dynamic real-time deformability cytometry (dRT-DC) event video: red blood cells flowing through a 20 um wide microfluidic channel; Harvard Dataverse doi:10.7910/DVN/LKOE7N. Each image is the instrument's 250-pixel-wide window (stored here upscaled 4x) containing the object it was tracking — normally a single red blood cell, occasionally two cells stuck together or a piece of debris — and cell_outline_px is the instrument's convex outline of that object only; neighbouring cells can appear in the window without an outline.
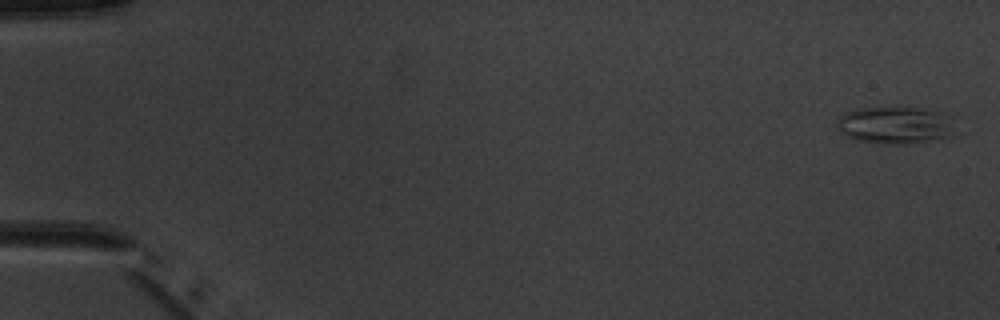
{"species": "common noctule bat (a hibernating species)", "species_latin": "Nyctalus noctula", "temperature_condition": "warm", "stored_images_in_passage": 7, "camera_frame_rate_fps": 3000, "um_per_image_px": 0.085, "animal": {"sex": "male", "body_mass_g": 20.1, "forearm_length_mm": 53.5}, "frame": {"image": 1, "passage_image": 1, "time_ms": 0.0, "image_size_px": [1000, 320], "cell_outline_px": [[948, 116], [944, 136], [936, 140], [904, 144], [884, 144], [860, 140], [848, 136], [840, 132], [836, 124], [840, 116], [848, 112], [860, 108], [916, 108], [940, 112]], "centroid_in_image_um": [75.93, 10.64], "position_along_channel_um": 9.1, "area_um2": 24.33}}
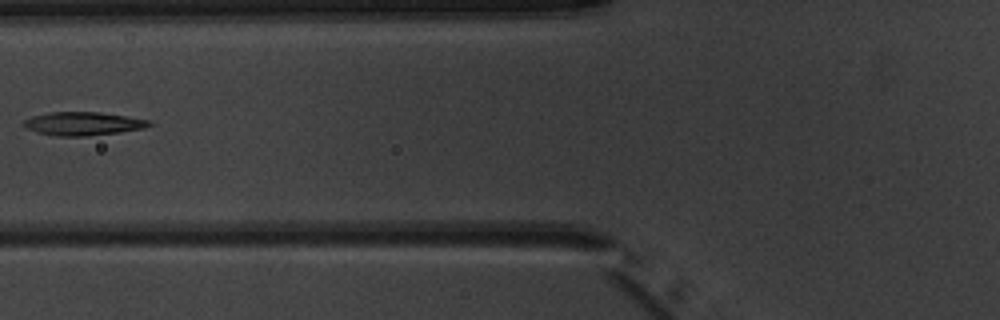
{"frame": {"image": 2, "passage_image": 6, "time_ms": 6.667, "image_size_px": [1000, 320], "cell_outline_px": [[152, 124], [144, 128], [88, 136], [56, 136], [36, 132], [24, 128], [20, 124], [24, 120], [32, 116], [52, 112], [100, 112], [148, 120]], "centroid_in_image_um": [6.96, 10.51], "position_along_channel_um": 118.8, "area_um2": 16.99}}
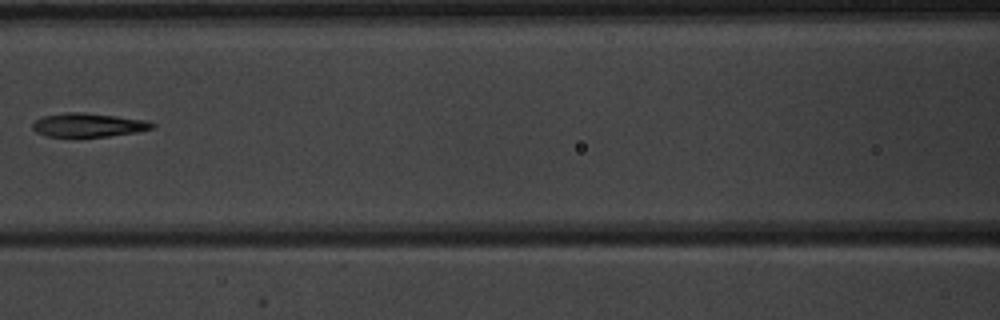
{"frame": {"image": 3, "passage_image": 7, "time_ms": 7.667, "image_size_px": [1000, 320], "cell_outline_px": [[156, 128], [136, 132], [108, 136], [48, 136], [36, 132], [32, 128], [32, 124], [36, 120], [44, 116], [64, 112], [84, 112], [148, 120], [156, 124]], "centroid_in_image_um": [7.55, 10.61], "position_along_channel_um": 159.0, "area_um2": 16.53}}